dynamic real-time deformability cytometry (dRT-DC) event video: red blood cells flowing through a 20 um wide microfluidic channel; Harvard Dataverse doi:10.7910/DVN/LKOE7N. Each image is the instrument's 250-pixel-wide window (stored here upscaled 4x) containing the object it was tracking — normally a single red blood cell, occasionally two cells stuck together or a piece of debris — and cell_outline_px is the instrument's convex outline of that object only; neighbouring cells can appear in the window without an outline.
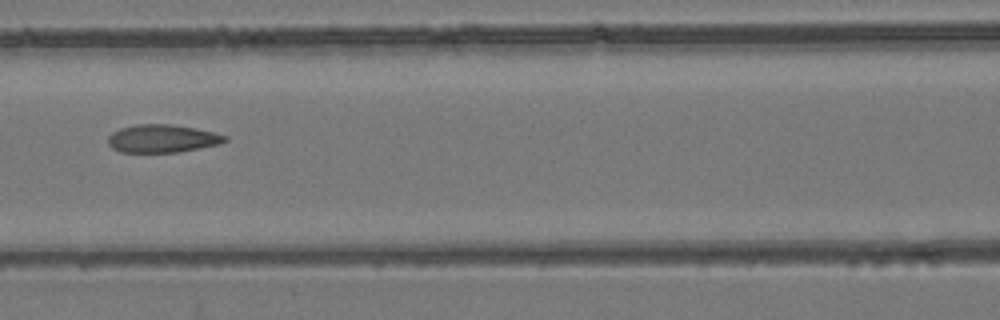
{"species": "common noctule bat (a hibernating species)", "species_latin": "Nyctalus noctula", "temperature_condition": "room temperature", "stored_images_in_passage": 9, "camera_frame_rate_fps": 3000, "um_per_image_px": 0.085, "animal": {"sex": "female", "body_mass_g": 24.6, "forearm_length_mm": 56.2}, "frame": {"image": 1, "passage_image": 6, "time_ms": 1.667, "image_size_px": [1000, 320], "cell_outline_px": [[228, 140], [220, 144], [180, 152], [120, 152], [112, 148], [108, 144], [108, 136], [112, 132], [120, 128], [136, 124], [172, 124], [212, 132], [228, 136]], "centroid_in_image_um": [13.78, 11.78], "position_along_channel_um": 152.8, "area_um2": 19.07}}
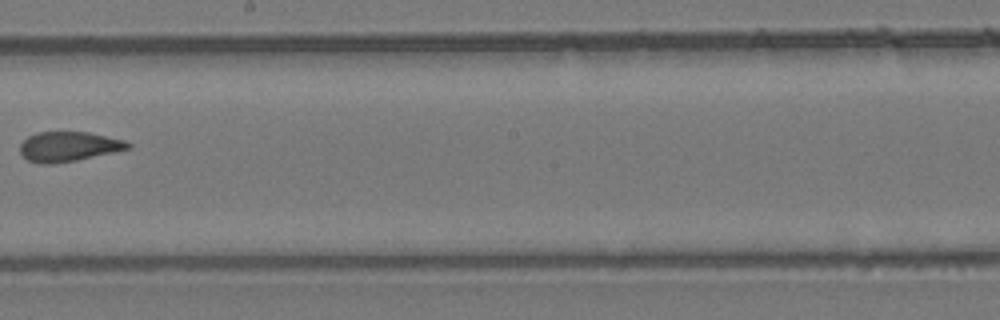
{"frame": {"image": 2, "passage_image": 8, "time_ms": 2.333, "image_size_px": [1000, 320], "cell_outline_px": [[132, 148], [76, 160], [52, 164], [40, 164], [28, 160], [20, 152], [20, 144], [28, 136], [36, 132], [88, 132], [124, 140], [132, 144]], "centroid_in_image_um": [5.83, 12.45], "position_along_channel_um": 242.4, "area_um2": 18.67}}
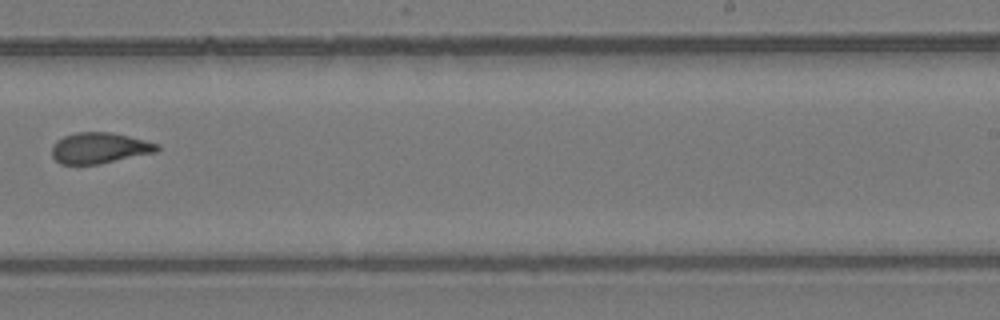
{"frame": {"image": 3, "passage_image": 9, "time_ms": 2.667, "image_size_px": [1000, 320], "cell_outline_px": [[160, 148], [156, 152], [100, 164], [60, 164], [52, 156], [52, 144], [56, 140], [64, 136], [76, 132], [108, 132], [128, 136], [160, 144]], "centroid_in_image_um": [8.44, 12.58], "position_along_channel_um": 280.6, "area_um2": 18.96}}